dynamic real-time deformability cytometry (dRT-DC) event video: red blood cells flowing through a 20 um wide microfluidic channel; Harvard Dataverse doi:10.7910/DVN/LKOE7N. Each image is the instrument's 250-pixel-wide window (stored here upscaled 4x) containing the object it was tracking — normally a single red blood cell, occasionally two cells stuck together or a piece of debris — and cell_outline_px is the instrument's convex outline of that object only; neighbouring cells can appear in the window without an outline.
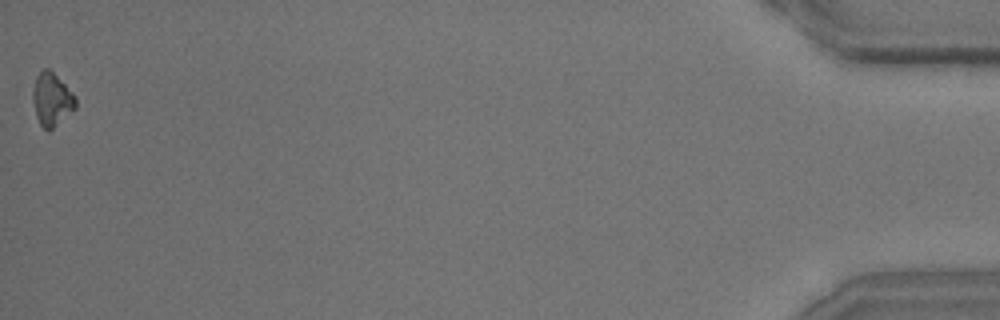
{"species": "common noctule bat (a hibernating species)", "species_latin": "Nyctalus noctula", "temperature_condition": "room temperature", "stored_images_in_passage": 38, "camera_frame_rate_fps": 3000, "um_per_image_px": 0.085, "animal": {"sex": "male", "body_mass_g": 15.6}, "frame": {"image": 1, "passage_image": 38, "time_ms": 12.333, "image_size_px": [1000, 320], "cell_outline_px": [[76, 108], [48, 132], [40, 124], [36, 116], [32, 96], [32, 92], [36, 76], [44, 68], [48, 68], [76, 96]], "centroid_in_image_um": [4.39, 8.46], "position_along_channel_um": 430.8, "area_um2": 13.06}}